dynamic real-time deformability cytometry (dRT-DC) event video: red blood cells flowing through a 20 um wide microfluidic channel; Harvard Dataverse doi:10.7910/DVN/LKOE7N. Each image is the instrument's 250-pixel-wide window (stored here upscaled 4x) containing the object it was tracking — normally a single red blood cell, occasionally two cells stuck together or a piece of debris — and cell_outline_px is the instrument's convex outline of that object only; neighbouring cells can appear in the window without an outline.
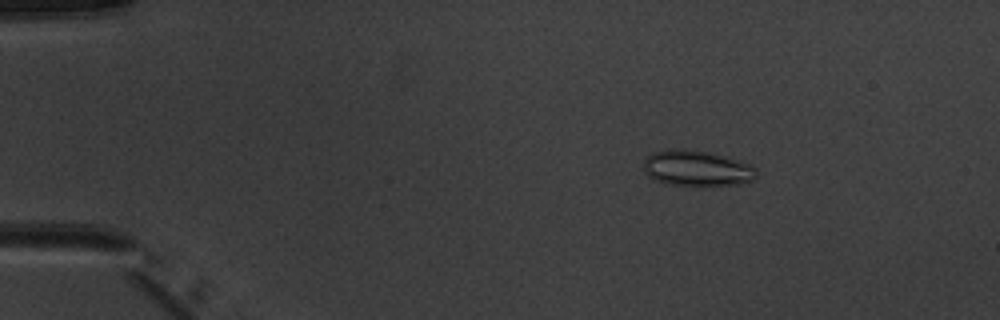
{"species": "common noctule bat (a hibernating species)", "species_latin": "Nyctalus noctula", "temperature_condition": "warm", "stored_images_in_passage": 6, "camera_frame_rate_fps": 3000, "um_per_image_px": 0.085, "animal": {"sex": "male", "body_mass_g": 20.1, "forearm_length_mm": 53.5}, "frame": {"image": 1, "passage_image": 3, "time_ms": 2.0, "image_size_px": [1000, 320], "cell_outline_px": [[756, 180], [744, 184], [696, 188], [672, 184], [656, 180], [648, 176], [644, 172], [644, 160], [652, 152], [668, 148], [684, 148], [708, 152], [740, 160], [752, 164], [756, 168]], "centroid_in_image_um": [59.28, 14.33], "position_along_channel_um": 25.7, "area_um2": 24.51}}
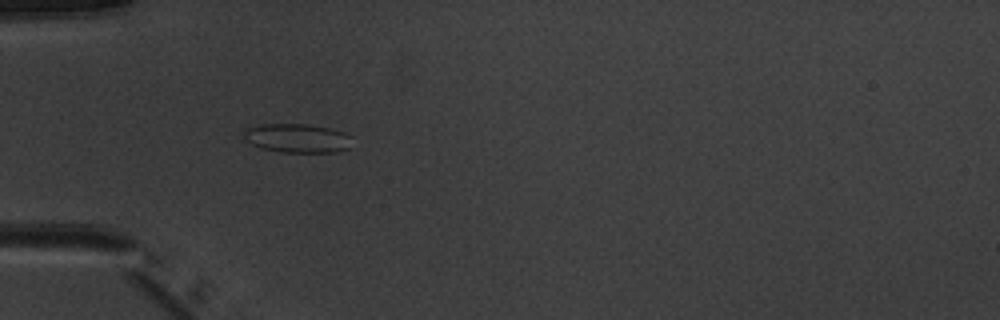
{"frame": {"image": 2, "passage_image": 5, "time_ms": 4.667, "image_size_px": [1000, 320], "cell_outline_px": [[352, 136], [348, 148], [336, 152], [280, 152], [260, 148], [244, 140], [244, 128], [260, 124], [308, 124], [328, 128], [344, 132]], "centroid_in_image_um": [25.23, 11.74], "position_along_channel_um": 59.8, "area_um2": 18.38}}
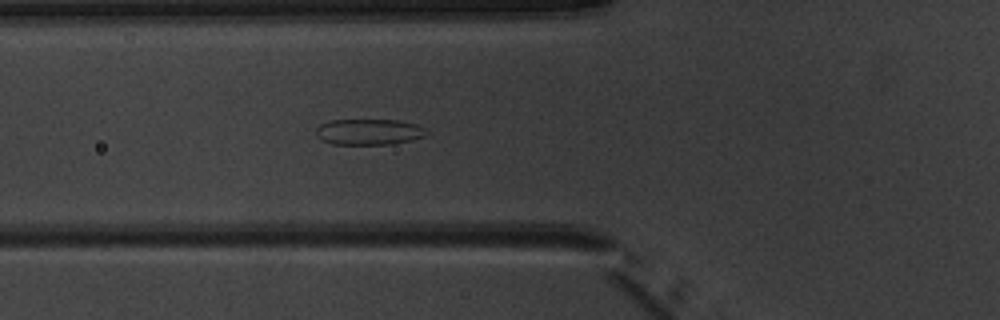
{"frame": {"image": 3, "passage_image": 6, "time_ms": 5.667, "image_size_px": [1000, 320], "cell_outline_px": [[428, 132], [424, 136], [412, 140], [388, 144], [332, 144], [316, 136], [316, 128], [320, 124], [332, 120], [396, 120], [416, 124], [424, 128]], "centroid_in_image_um": [31.35, 11.2], "position_along_channel_um": 94.5, "area_um2": 16.53}}